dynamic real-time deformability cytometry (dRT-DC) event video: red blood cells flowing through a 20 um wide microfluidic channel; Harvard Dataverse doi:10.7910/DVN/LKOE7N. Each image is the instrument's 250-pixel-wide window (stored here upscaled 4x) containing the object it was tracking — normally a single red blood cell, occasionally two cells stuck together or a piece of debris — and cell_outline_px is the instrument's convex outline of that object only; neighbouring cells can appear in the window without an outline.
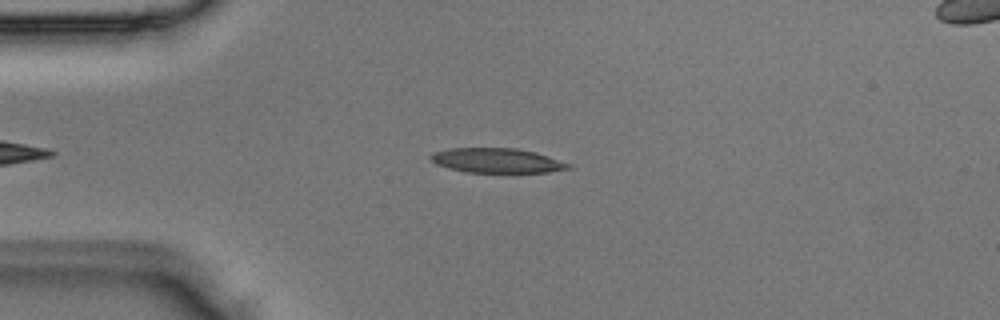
{"species": "Egyptian fruit bat (a non-hibernating species)", "species_latin": "Rousettus aegyptiacus", "temperature_condition": "room temperature", "stored_images_in_passage": 1, "camera_frame_rate_fps": 3000, "um_per_image_px": 0.085, "animal": {"sex": "male"}, "frame": {"image": 1, "passage_image": 1, "time_ms": 0.0, "image_size_px": [1000, 320], "cell_outline_px": [[572, 168], [548, 172], [468, 172], [448, 168], [436, 164], [428, 156], [432, 152], [448, 148], [516, 148], [536, 152], [572, 164]], "centroid_in_image_um": [42.23, 13.64], "position_along_channel_um": 42.8, "area_um2": 19.83}}